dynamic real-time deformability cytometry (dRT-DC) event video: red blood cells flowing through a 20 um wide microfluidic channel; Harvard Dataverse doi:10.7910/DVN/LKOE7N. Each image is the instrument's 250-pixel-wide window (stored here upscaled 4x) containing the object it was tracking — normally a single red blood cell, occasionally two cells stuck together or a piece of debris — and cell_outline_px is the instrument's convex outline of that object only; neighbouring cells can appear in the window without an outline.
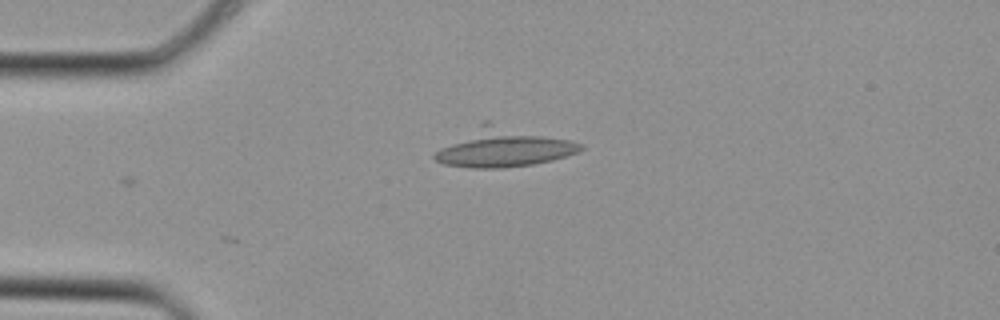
{"species": "Egyptian fruit bat (a non-hibernating species)", "species_latin": "Rousettus aegyptiacus", "temperature_condition": "cold", "stored_images_in_passage": 2, "camera_frame_rate_fps": 3000, "um_per_image_px": 0.085, "animal": {"sex": "female"}, "frame": {"image": 1, "passage_image": 2, "time_ms": 0.333, "image_size_px": [1000, 320], "cell_outline_px": [[584, 148], [576, 152], [552, 160], [532, 164], [504, 168], [472, 168], [444, 164], [436, 160], [432, 156], [440, 148], [484, 120], [488, 120], [568, 140], [580, 144]], "centroid_in_image_um": [42.74, 12.53], "position_along_channel_um": 42.3, "area_um2": 32.54}}